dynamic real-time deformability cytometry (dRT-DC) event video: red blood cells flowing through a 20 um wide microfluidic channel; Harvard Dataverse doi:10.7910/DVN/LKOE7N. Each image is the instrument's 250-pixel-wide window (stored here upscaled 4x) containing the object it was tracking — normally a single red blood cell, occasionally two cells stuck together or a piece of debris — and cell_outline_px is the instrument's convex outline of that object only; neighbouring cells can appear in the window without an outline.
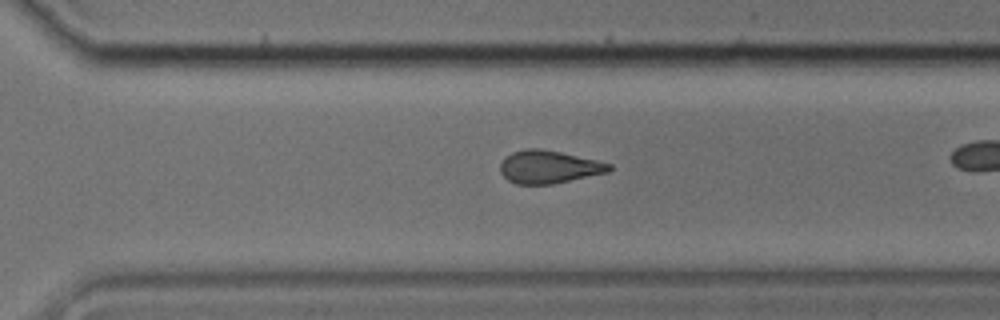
{"species": "common noctule bat (a hibernating species)", "species_latin": "Nyctalus noctula", "temperature_condition": "cold", "stored_images_in_passage": 29, "camera_frame_rate_fps": 3000, "um_per_image_px": 0.085, "animal": {"sex": "male", "body_mass_g": 17.9, "forearm_length_mm": 54.2}, "frame": {"image": 1, "passage_image": 25, "time_ms": 8.0, "image_size_px": [1000, 320], "cell_outline_px": [[612, 168], [608, 172], [552, 184], [516, 184], [508, 180], [500, 172], [500, 164], [504, 156], [512, 152], [524, 148], [540, 148], [560, 152], [596, 160], [612, 164]], "centroid_in_image_um": [46.61, 14.18], "position_along_channel_um": 324.0, "area_um2": 20.87}}